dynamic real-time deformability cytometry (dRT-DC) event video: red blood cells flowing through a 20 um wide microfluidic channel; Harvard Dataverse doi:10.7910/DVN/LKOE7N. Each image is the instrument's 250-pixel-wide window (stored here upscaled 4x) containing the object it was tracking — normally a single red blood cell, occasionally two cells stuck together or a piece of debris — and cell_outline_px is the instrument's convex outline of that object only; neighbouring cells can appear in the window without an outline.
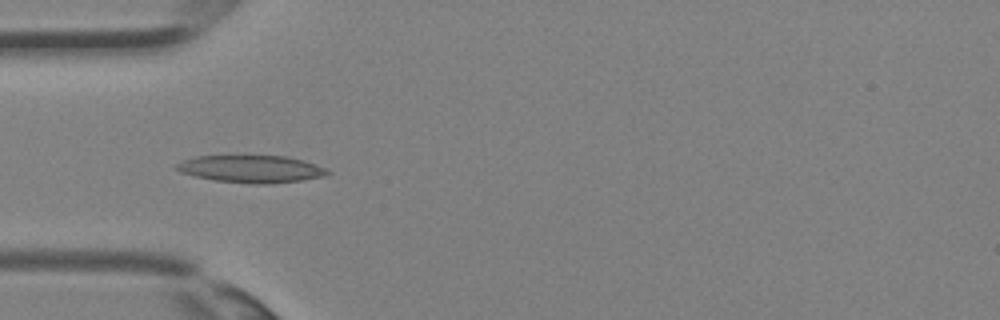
{"species": "Egyptian fruit bat (a non-hibernating species)", "species_latin": "Rousettus aegyptiacus", "temperature_condition": "room temperature", "stored_images_in_passage": 12, "camera_frame_rate_fps": 3000, "um_per_image_px": 0.085, "animal": {"sex": "female"}, "frame": {"image": 1, "passage_image": 10, "time_ms": 3.0, "image_size_px": [1000, 320], "cell_outline_px": [[332, 172], [324, 176], [300, 180], [268, 184], [252, 184], [216, 180], [196, 176], [180, 172], [176, 168], [176, 164], [180, 160], [196, 156], [284, 156], [304, 160], [324, 168]], "centroid_in_image_um": [21.33, 14.36], "position_along_channel_um": 63.7, "area_um2": 23.87}}
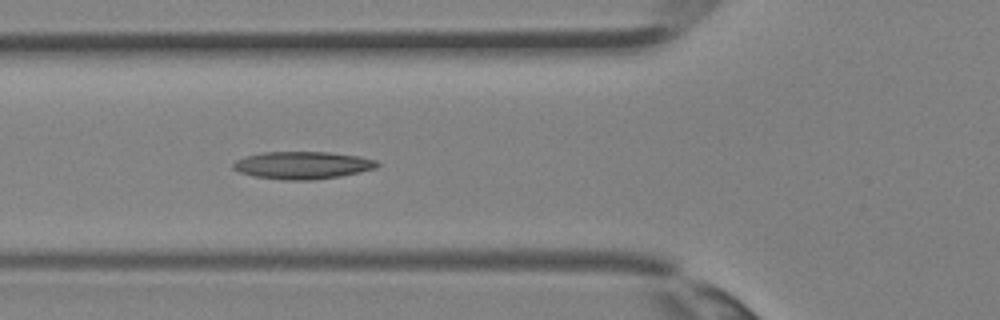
{"frame": {"image": 2, "passage_image": 12, "time_ms": 3.667, "image_size_px": [1000, 320], "cell_outline_px": [[380, 164], [376, 168], [360, 172], [340, 176], [312, 180], [284, 180], [256, 176], [240, 172], [232, 168], [232, 164], [236, 160], [244, 156], [264, 152], [328, 152], [360, 156], [376, 160]], "centroid_in_image_um": [25.73, 14.04], "position_along_channel_um": 100.1, "area_um2": 23.06}}